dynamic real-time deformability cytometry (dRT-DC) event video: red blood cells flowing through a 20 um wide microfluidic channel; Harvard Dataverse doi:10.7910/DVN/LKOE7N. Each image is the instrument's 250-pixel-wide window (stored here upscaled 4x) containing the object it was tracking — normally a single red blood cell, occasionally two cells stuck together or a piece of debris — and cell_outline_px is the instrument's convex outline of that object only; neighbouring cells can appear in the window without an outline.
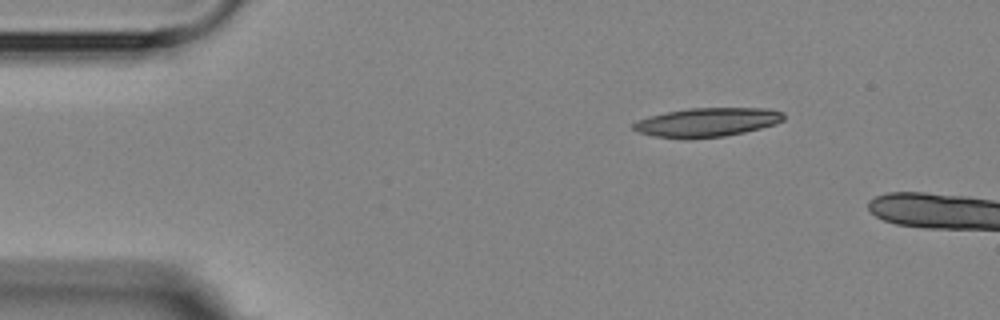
{"species": "Egyptian fruit bat (a non-hibernating species)", "species_latin": "Rousettus aegyptiacus", "temperature_condition": "room temperature", "stored_images_in_passage": 5, "segment_of_instrument_passage": [2, 2], "camera_frame_rate_fps": 3000, "um_per_image_px": 0.085, "animal": {"sex": "female"}, "frame": {"image": 1, "passage_image": 5, "time_ms": 4.667, "image_size_px": [1000, 320], "cell_outline_px": [[784, 120], [776, 124], [744, 132], [724, 136], [688, 140], [684, 140], [656, 136], [640, 132], [632, 128], [632, 124], [636, 120], [648, 116], [688, 108], [768, 108], [784, 112]], "centroid_in_image_um": [60.1, 10.4], "position_along_channel_um": 24.9, "area_um2": 25.61}}